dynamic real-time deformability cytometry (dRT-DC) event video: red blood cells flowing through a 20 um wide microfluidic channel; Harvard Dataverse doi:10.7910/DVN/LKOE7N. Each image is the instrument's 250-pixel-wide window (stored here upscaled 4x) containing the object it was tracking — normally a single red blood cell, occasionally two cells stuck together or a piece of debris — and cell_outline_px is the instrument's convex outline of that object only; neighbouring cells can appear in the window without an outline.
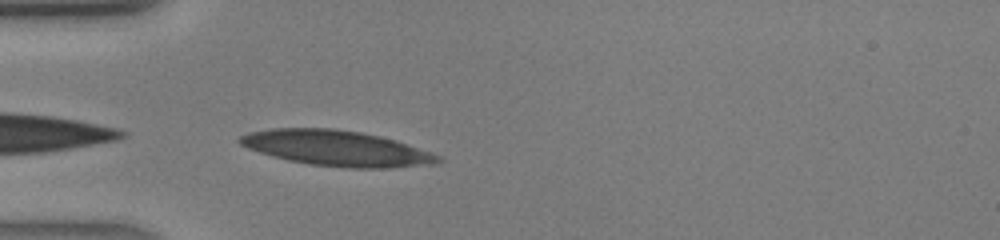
{"species": "human", "species_latin": "Homo sapiens", "temperature_condition": "warm", "stored_images_in_passage": 28, "camera_frame_rate_fps": 3000, "um_per_image_px": 0.085, "donor": {"sex": "male"}, "frame": {"image": 1, "passage_image": 1, "time_ms": 0.0, "image_size_px": [1000, 240], "cell_outline_px": [[444, 160], [432, 164], [384, 168], [352, 168], [312, 164], [288, 160], [272, 156], [248, 148], [240, 144], [236, 140], [240, 136], [248, 132], [272, 128], [336, 128], [360, 132], [380, 136], [396, 140], [444, 156]], "centroid_in_image_um": [28.63, 12.59], "position_along_channel_um": 56.4, "area_um2": 41.04}}
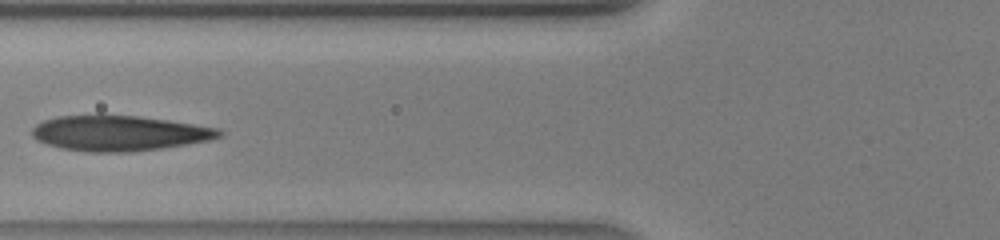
{"frame": {"image": 2, "passage_image": 5, "time_ms": 1.333, "image_size_px": [1000, 240], "cell_outline_px": [[224, 136], [208, 140], [188, 144], [160, 148], [128, 152], [88, 152], [60, 148], [36, 140], [32, 136], [32, 128], [36, 124], [44, 120], [56, 116], [140, 116], [168, 120], [220, 128], [224, 132]], "centroid_in_image_um": [10.16, 11.33], "position_along_channel_um": 115.6, "area_um2": 38.38}}